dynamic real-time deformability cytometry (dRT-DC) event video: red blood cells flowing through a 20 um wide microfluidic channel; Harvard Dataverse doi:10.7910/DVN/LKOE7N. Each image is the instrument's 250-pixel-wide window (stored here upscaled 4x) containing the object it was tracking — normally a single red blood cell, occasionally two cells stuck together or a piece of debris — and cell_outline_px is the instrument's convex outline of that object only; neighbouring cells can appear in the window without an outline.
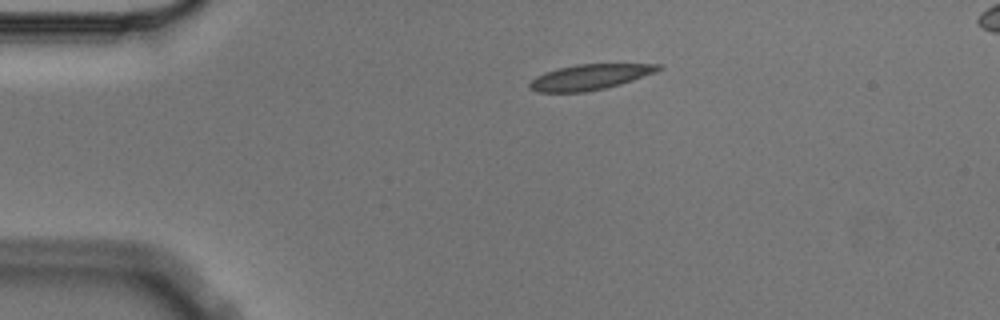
{"species": "Egyptian fruit bat (a non-hibernating species)", "species_latin": "Rousettus aegyptiacus", "temperature_condition": "cold", "stored_images_in_passage": 5, "camera_frame_rate_fps": 3000, "um_per_image_px": 0.085, "animal": {"sex": "male"}, "frame": {"image": 1, "passage_image": 5, "time_ms": 1.333, "image_size_px": [1000, 320], "cell_outline_px": [[664, 68], [656, 72], [620, 84], [604, 88], [584, 92], [536, 92], [528, 88], [528, 84], [536, 76], [544, 72], [576, 64], [660, 64]], "centroid_in_image_um": [50.11, 6.55], "position_along_channel_um": 34.9, "area_um2": 19.02}}